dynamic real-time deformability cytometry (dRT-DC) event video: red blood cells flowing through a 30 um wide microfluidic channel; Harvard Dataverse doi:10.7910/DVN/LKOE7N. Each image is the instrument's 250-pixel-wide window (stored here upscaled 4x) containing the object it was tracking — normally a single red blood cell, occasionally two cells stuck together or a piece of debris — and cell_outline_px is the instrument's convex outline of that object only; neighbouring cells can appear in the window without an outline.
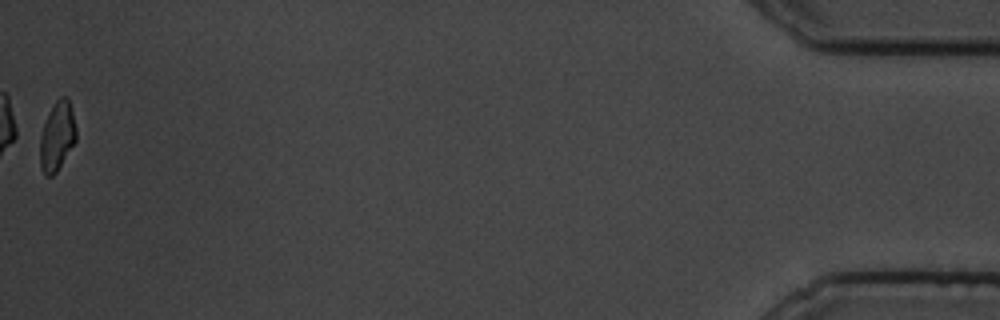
{"species": "common noctule bat (a hibernating species)", "species_latin": "Nyctalus noctula", "temperature_condition": "cold", "stored_images_in_passage": 41, "camera_frame_rate_fps": 3000, "um_per_image_px": 0.085, "animal": {"sex": "male", "body_mass_g": 19.5, "forearm_length_mm": 54.6}, "frame": {"image": 1, "passage_image": 41, "time_ms": 13.333, "image_size_px": [1000, 320], "cell_outline_px": [[76, 140], [56, 172], [52, 176], [44, 176], [40, 164], [40, 136], [44, 124], [52, 104], [60, 96], [68, 96], [76, 128]], "centroid_in_image_um": [4.85, 11.56], "position_along_channel_um": 430.4, "area_um2": 14.51}, "authors_computed_cell_mechanics": {"area_um2": 15.5482, "velocity_mm_per_s": 3.5111, "shape_relaxation_time_tau1_ms": 3.8308, "shape_relaxation_time_tau2_ms": 3.567, "deformation_change_tau1": 0.1192, "deformation_change_tau2": 0.0828}}